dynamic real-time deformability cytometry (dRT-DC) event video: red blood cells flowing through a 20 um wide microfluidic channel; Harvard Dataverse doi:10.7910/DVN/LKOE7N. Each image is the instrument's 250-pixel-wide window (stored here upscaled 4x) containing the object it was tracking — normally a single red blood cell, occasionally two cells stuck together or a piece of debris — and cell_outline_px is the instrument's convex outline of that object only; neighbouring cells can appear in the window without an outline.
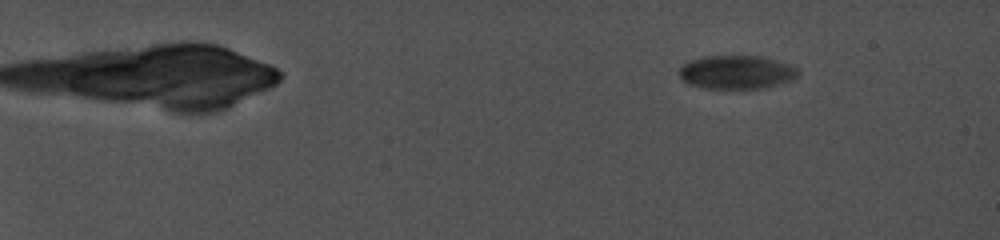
{"species": "common noctule bat (a hibernating species)", "species_latin": "Nyctalus noctula", "temperature_condition": "cold", "stored_images_in_passage": 64, "camera_frame_rate_fps": 5000, "um_per_image_px": 0.085, "animal": {"sex": "female", "body_mass_g": 19.0, "forearm_length_mm": 56.7}, "frame": {"image": 1, "passage_image": 11, "time_ms": 3.2, "image_size_px": [1000, 240], "cell_outline_px": [[800, 72], [792, 80], [768, 88], [704, 88], [688, 84], [680, 76], [680, 68], [684, 64], [692, 60], [704, 56], [760, 56], [776, 60], [788, 64], [796, 68]], "centroid_in_image_um": [62.63, 6.14], "position_along_channel_um": 22.4, "area_um2": 23.12}}
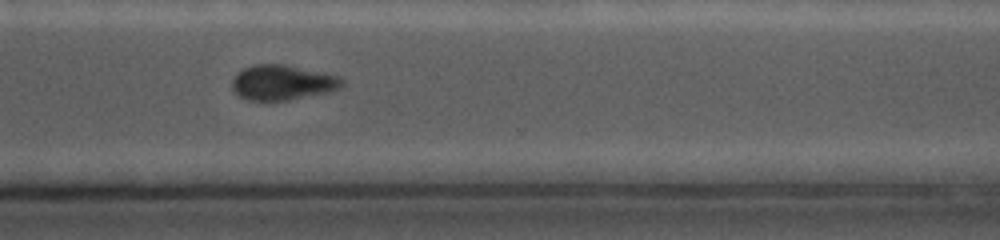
{"frame": {"image": 2, "passage_image": 58, "time_ms": 17.0, "image_size_px": [1000, 240], "cell_outline_px": [[344, 84], [340, 88], [328, 92], [288, 100], [248, 100], [240, 96], [232, 88], [232, 80], [236, 72], [252, 64], [284, 64], [336, 76], [344, 80]], "centroid_in_image_um": [23.97, 7.01], "position_along_channel_um": 346.6, "area_um2": 22.25}}
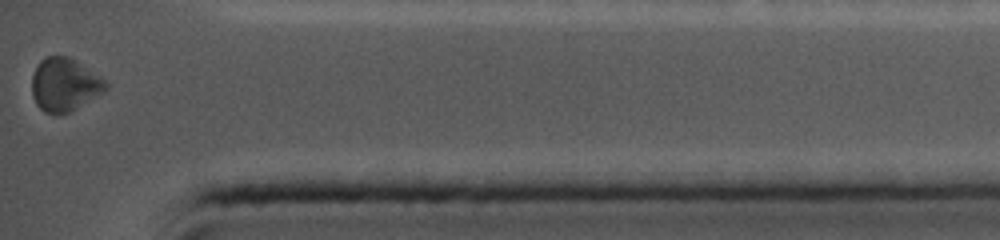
{"frame": {"image": 3, "passage_image": 64, "time_ms": 19.2, "image_size_px": [1000, 240], "cell_outline_px": [[108, 88], [76, 108], [68, 112], [44, 112], [36, 104], [32, 96], [32, 76], [40, 60], [44, 56], [68, 56], [108, 80]], "centroid_in_image_um": [5.48, 7.16], "position_along_channel_um": 429.7, "area_um2": 22.6}}